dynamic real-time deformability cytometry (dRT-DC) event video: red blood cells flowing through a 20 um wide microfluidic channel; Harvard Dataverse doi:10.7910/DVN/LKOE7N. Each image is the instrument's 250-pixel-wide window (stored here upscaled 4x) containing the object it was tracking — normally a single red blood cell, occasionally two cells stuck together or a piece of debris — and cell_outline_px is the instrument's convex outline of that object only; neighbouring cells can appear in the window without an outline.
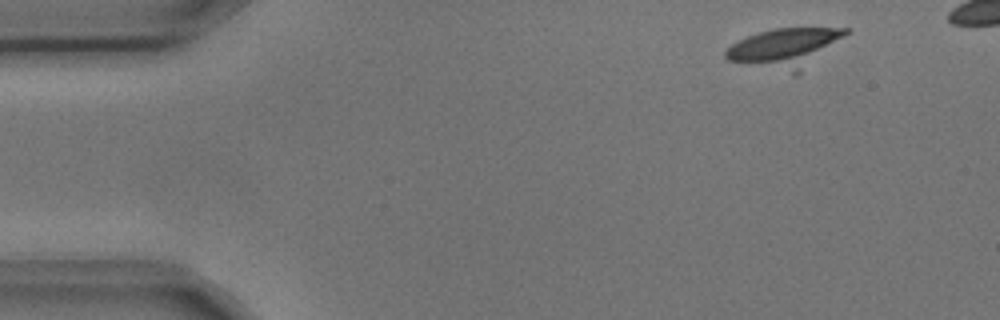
{"species": "common noctule bat (a hibernating species)", "species_latin": "Nyctalus noctula", "temperature_condition": "cold", "stored_images_in_passage": 4, "camera_frame_rate_fps": 3000, "um_per_image_px": 0.085, "animal": {"sex": "male", "body_mass_g": 17.9, "forearm_length_mm": 54.2}, "frame": {"image": 1, "passage_image": 1, "time_ms": 0.0, "image_size_px": [1000, 320], "cell_outline_px": [[852, 32], [796, 76], [728, 60], [724, 56], [724, 52], [732, 44], [748, 36], [760, 32], [776, 28], [852, 28]], "centroid_in_image_um": [66.78, 4.09], "position_along_channel_um": 18.2, "area_um2": 27.74}}